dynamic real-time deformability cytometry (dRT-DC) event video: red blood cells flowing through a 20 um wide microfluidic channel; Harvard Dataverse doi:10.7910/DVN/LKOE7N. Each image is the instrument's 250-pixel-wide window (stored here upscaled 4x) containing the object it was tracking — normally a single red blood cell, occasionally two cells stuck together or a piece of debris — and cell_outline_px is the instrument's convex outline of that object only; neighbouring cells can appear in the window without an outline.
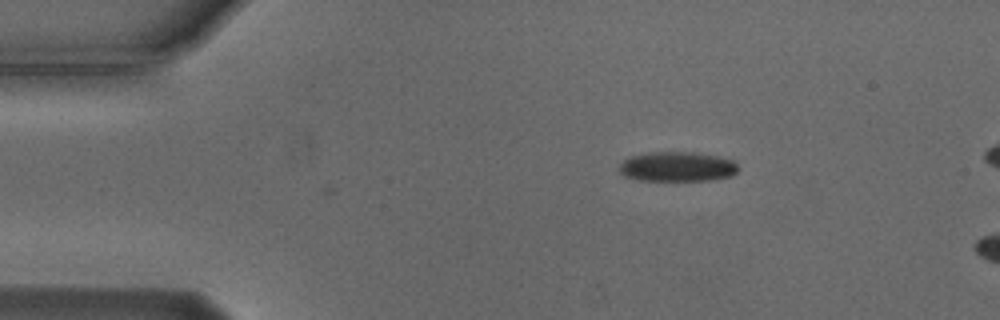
{"species": "Egyptian fruit bat (a non-hibernating species)", "species_latin": "Rousettus aegyptiacus", "temperature_condition": "cold", "stored_images_in_passage": 2, "camera_frame_rate_fps": 3000, "um_per_image_px": 0.085, "animal": {"sex": "male"}, "frame": {"image": 1, "passage_image": 1, "time_ms": 0.0, "image_size_px": [1000, 320], "cell_outline_px": [[740, 168], [732, 176], [712, 180], [640, 180], [624, 176], [616, 168], [628, 156], [652, 152], [692, 152], [716, 156], [736, 160]], "centroid_in_image_um": [57.58, 14.16], "position_along_channel_um": 27.4, "area_um2": 20.87}}